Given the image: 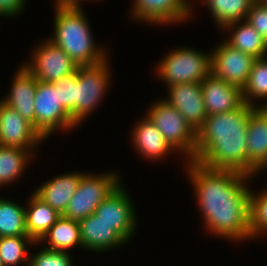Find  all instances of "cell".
Returning <instances> with one entry per match:
<instances>
[{
    "label": "cell",
    "instance_id": "17",
    "mask_svg": "<svg viewBox=\"0 0 267 266\" xmlns=\"http://www.w3.org/2000/svg\"><path fill=\"white\" fill-rule=\"evenodd\" d=\"M38 80L24 66L17 69L12 80L11 90L1 101L15 109L23 118L33 124L35 128L34 99Z\"/></svg>",
    "mask_w": 267,
    "mask_h": 266
},
{
    "label": "cell",
    "instance_id": "16",
    "mask_svg": "<svg viewBox=\"0 0 267 266\" xmlns=\"http://www.w3.org/2000/svg\"><path fill=\"white\" fill-rule=\"evenodd\" d=\"M201 87L207 116L231 112L244 104L241 88L212 73L201 82Z\"/></svg>",
    "mask_w": 267,
    "mask_h": 266
},
{
    "label": "cell",
    "instance_id": "3",
    "mask_svg": "<svg viewBox=\"0 0 267 266\" xmlns=\"http://www.w3.org/2000/svg\"><path fill=\"white\" fill-rule=\"evenodd\" d=\"M87 17L81 7L55 5L54 34L49 39L59 46L77 66L98 65L107 53L94 41Z\"/></svg>",
    "mask_w": 267,
    "mask_h": 266
},
{
    "label": "cell",
    "instance_id": "24",
    "mask_svg": "<svg viewBox=\"0 0 267 266\" xmlns=\"http://www.w3.org/2000/svg\"><path fill=\"white\" fill-rule=\"evenodd\" d=\"M31 157L33 153L30 149L0 146V187L19 179Z\"/></svg>",
    "mask_w": 267,
    "mask_h": 266
},
{
    "label": "cell",
    "instance_id": "30",
    "mask_svg": "<svg viewBox=\"0 0 267 266\" xmlns=\"http://www.w3.org/2000/svg\"><path fill=\"white\" fill-rule=\"evenodd\" d=\"M68 251L42 248L35 255L29 256V266H73Z\"/></svg>",
    "mask_w": 267,
    "mask_h": 266
},
{
    "label": "cell",
    "instance_id": "27",
    "mask_svg": "<svg viewBox=\"0 0 267 266\" xmlns=\"http://www.w3.org/2000/svg\"><path fill=\"white\" fill-rule=\"evenodd\" d=\"M11 236H28L25 208L0 197V238Z\"/></svg>",
    "mask_w": 267,
    "mask_h": 266
},
{
    "label": "cell",
    "instance_id": "34",
    "mask_svg": "<svg viewBox=\"0 0 267 266\" xmlns=\"http://www.w3.org/2000/svg\"><path fill=\"white\" fill-rule=\"evenodd\" d=\"M81 1L83 2L84 0H56L55 5H59L62 7H81Z\"/></svg>",
    "mask_w": 267,
    "mask_h": 266
},
{
    "label": "cell",
    "instance_id": "32",
    "mask_svg": "<svg viewBox=\"0 0 267 266\" xmlns=\"http://www.w3.org/2000/svg\"><path fill=\"white\" fill-rule=\"evenodd\" d=\"M246 21L267 41V4L254 1Z\"/></svg>",
    "mask_w": 267,
    "mask_h": 266
},
{
    "label": "cell",
    "instance_id": "36",
    "mask_svg": "<svg viewBox=\"0 0 267 266\" xmlns=\"http://www.w3.org/2000/svg\"><path fill=\"white\" fill-rule=\"evenodd\" d=\"M255 1H258V2H260V3L267 4V0H255Z\"/></svg>",
    "mask_w": 267,
    "mask_h": 266
},
{
    "label": "cell",
    "instance_id": "35",
    "mask_svg": "<svg viewBox=\"0 0 267 266\" xmlns=\"http://www.w3.org/2000/svg\"><path fill=\"white\" fill-rule=\"evenodd\" d=\"M267 170V163L263 166V168L258 172V174H260V172H264V171H262V170Z\"/></svg>",
    "mask_w": 267,
    "mask_h": 266
},
{
    "label": "cell",
    "instance_id": "9",
    "mask_svg": "<svg viewBox=\"0 0 267 266\" xmlns=\"http://www.w3.org/2000/svg\"><path fill=\"white\" fill-rule=\"evenodd\" d=\"M42 42L32 50L31 62L23 64L37 80L52 83L76 72L78 66L59 46L50 39Z\"/></svg>",
    "mask_w": 267,
    "mask_h": 266
},
{
    "label": "cell",
    "instance_id": "22",
    "mask_svg": "<svg viewBox=\"0 0 267 266\" xmlns=\"http://www.w3.org/2000/svg\"><path fill=\"white\" fill-rule=\"evenodd\" d=\"M223 29L232 31L225 41L233 48L255 58L267 56V41L246 20L230 23Z\"/></svg>",
    "mask_w": 267,
    "mask_h": 266
},
{
    "label": "cell",
    "instance_id": "8",
    "mask_svg": "<svg viewBox=\"0 0 267 266\" xmlns=\"http://www.w3.org/2000/svg\"><path fill=\"white\" fill-rule=\"evenodd\" d=\"M34 106L35 129L44 139L57 129L69 131L78 126L59 102L58 88H54V82L38 80Z\"/></svg>",
    "mask_w": 267,
    "mask_h": 266
},
{
    "label": "cell",
    "instance_id": "15",
    "mask_svg": "<svg viewBox=\"0 0 267 266\" xmlns=\"http://www.w3.org/2000/svg\"><path fill=\"white\" fill-rule=\"evenodd\" d=\"M246 148L247 175L252 180L267 163V107H254L250 111Z\"/></svg>",
    "mask_w": 267,
    "mask_h": 266
},
{
    "label": "cell",
    "instance_id": "11",
    "mask_svg": "<svg viewBox=\"0 0 267 266\" xmlns=\"http://www.w3.org/2000/svg\"><path fill=\"white\" fill-rule=\"evenodd\" d=\"M222 42L210 53L211 73L243 89L257 58L233 48L225 40Z\"/></svg>",
    "mask_w": 267,
    "mask_h": 266
},
{
    "label": "cell",
    "instance_id": "29",
    "mask_svg": "<svg viewBox=\"0 0 267 266\" xmlns=\"http://www.w3.org/2000/svg\"><path fill=\"white\" fill-rule=\"evenodd\" d=\"M250 229L251 238L267 235V188L258 194L250 190Z\"/></svg>",
    "mask_w": 267,
    "mask_h": 266
},
{
    "label": "cell",
    "instance_id": "13",
    "mask_svg": "<svg viewBox=\"0 0 267 266\" xmlns=\"http://www.w3.org/2000/svg\"><path fill=\"white\" fill-rule=\"evenodd\" d=\"M132 11L134 19L153 24L181 23L193 13L188 0H134ZM191 15V16H190Z\"/></svg>",
    "mask_w": 267,
    "mask_h": 266
},
{
    "label": "cell",
    "instance_id": "1",
    "mask_svg": "<svg viewBox=\"0 0 267 266\" xmlns=\"http://www.w3.org/2000/svg\"><path fill=\"white\" fill-rule=\"evenodd\" d=\"M185 165L208 232L235 242L250 240L251 189L247 182L251 176L210 169L196 161Z\"/></svg>",
    "mask_w": 267,
    "mask_h": 266
},
{
    "label": "cell",
    "instance_id": "23",
    "mask_svg": "<svg viewBox=\"0 0 267 266\" xmlns=\"http://www.w3.org/2000/svg\"><path fill=\"white\" fill-rule=\"evenodd\" d=\"M44 242L48 243L44 248L50 250L69 252L76 246L82 248L78 221L61 215L38 243Z\"/></svg>",
    "mask_w": 267,
    "mask_h": 266
},
{
    "label": "cell",
    "instance_id": "12",
    "mask_svg": "<svg viewBox=\"0 0 267 266\" xmlns=\"http://www.w3.org/2000/svg\"><path fill=\"white\" fill-rule=\"evenodd\" d=\"M43 140L32 123L0 100V146L30 149L34 153Z\"/></svg>",
    "mask_w": 267,
    "mask_h": 266
},
{
    "label": "cell",
    "instance_id": "37",
    "mask_svg": "<svg viewBox=\"0 0 267 266\" xmlns=\"http://www.w3.org/2000/svg\"><path fill=\"white\" fill-rule=\"evenodd\" d=\"M0 266H4V265H3V263H2V260H1V258H0Z\"/></svg>",
    "mask_w": 267,
    "mask_h": 266
},
{
    "label": "cell",
    "instance_id": "10",
    "mask_svg": "<svg viewBox=\"0 0 267 266\" xmlns=\"http://www.w3.org/2000/svg\"><path fill=\"white\" fill-rule=\"evenodd\" d=\"M134 206L127 191L120 184L101 202L94 214L98 219L111 225V228L128 243L138 228Z\"/></svg>",
    "mask_w": 267,
    "mask_h": 266
},
{
    "label": "cell",
    "instance_id": "7",
    "mask_svg": "<svg viewBox=\"0 0 267 266\" xmlns=\"http://www.w3.org/2000/svg\"><path fill=\"white\" fill-rule=\"evenodd\" d=\"M115 172L83 173L81 181L62 216L72 220H82L94 214L96 208L122 183Z\"/></svg>",
    "mask_w": 267,
    "mask_h": 266
},
{
    "label": "cell",
    "instance_id": "2",
    "mask_svg": "<svg viewBox=\"0 0 267 266\" xmlns=\"http://www.w3.org/2000/svg\"><path fill=\"white\" fill-rule=\"evenodd\" d=\"M253 108L244 103L234 111L207 116L197 131L196 154L191 161L247 175V124Z\"/></svg>",
    "mask_w": 267,
    "mask_h": 266
},
{
    "label": "cell",
    "instance_id": "5",
    "mask_svg": "<svg viewBox=\"0 0 267 266\" xmlns=\"http://www.w3.org/2000/svg\"><path fill=\"white\" fill-rule=\"evenodd\" d=\"M147 110L146 116L156 125L175 152H180L186 161H191L196 154L197 131L177 109L163 99L154 102Z\"/></svg>",
    "mask_w": 267,
    "mask_h": 266
},
{
    "label": "cell",
    "instance_id": "4",
    "mask_svg": "<svg viewBox=\"0 0 267 266\" xmlns=\"http://www.w3.org/2000/svg\"><path fill=\"white\" fill-rule=\"evenodd\" d=\"M158 64L156 75L167 87L181 83H201L211 73L210 53L207 55L186 46L174 49Z\"/></svg>",
    "mask_w": 267,
    "mask_h": 266
},
{
    "label": "cell",
    "instance_id": "26",
    "mask_svg": "<svg viewBox=\"0 0 267 266\" xmlns=\"http://www.w3.org/2000/svg\"><path fill=\"white\" fill-rule=\"evenodd\" d=\"M244 103L253 107H267V103L257 105L258 101L267 99V57L257 58L251 69L246 85L242 89Z\"/></svg>",
    "mask_w": 267,
    "mask_h": 266
},
{
    "label": "cell",
    "instance_id": "33",
    "mask_svg": "<svg viewBox=\"0 0 267 266\" xmlns=\"http://www.w3.org/2000/svg\"><path fill=\"white\" fill-rule=\"evenodd\" d=\"M26 0H0V16L14 17L22 13Z\"/></svg>",
    "mask_w": 267,
    "mask_h": 266
},
{
    "label": "cell",
    "instance_id": "18",
    "mask_svg": "<svg viewBox=\"0 0 267 266\" xmlns=\"http://www.w3.org/2000/svg\"><path fill=\"white\" fill-rule=\"evenodd\" d=\"M82 248L92 252H105L120 247L127 242L111 225L91 214L78 221Z\"/></svg>",
    "mask_w": 267,
    "mask_h": 266
},
{
    "label": "cell",
    "instance_id": "31",
    "mask_svg": "<svg viewBox=\"0 0 267 266\" xmlns=\"http://www.w3.org/2000/svg\"><path fill=\"white\" fill-rule=\"evenodd\" d=\"M77 70L74 74L63 77L54 82V88H58L59 102L62 107L71 115L74 121V93H75V78Z\"/></svg>",
    "mask_w": 267,
    "mask_h": 266
},
{
    "label": "cell",
    "instance_id": "28",
    "mask_svg": "<svg viewBox=\"0 0 267 266\" xmlns=\"http://www.w3.org/2000/svg\"><path fill=\"white\" fill-rule=\"evenodd\" d=\"M39 245L29 236H11L0 238V258L4 266H17L20 263L29 266L27 245Z\"/></svg>",
    "mask_w": 267,
    "mask_h": 266
},
{
    "label": "cell",
    "instance_id": "14",
    "mask_svg": "<svg viewBox=\"0 0 267 266\" xmlns=\"http://www.w3.org/2000/svg\"><path fill=\"white\" fill-rule=\"evenodd\" d=\"M167 89L169 96L163 100L177 109L188 124L198 131L207 117L201 83H181Z\"/></svg>",
    "mask_w": 267,
    "mask_h": 266
},
{
    "label": "cell",
    "instance_id": "25",
    "mask_svg": "<svg viewBox=\"0 0 267 266\" xmlns=\"http://www.w3.org/2000/svg\"><path fill=\"white\" fill-rule=\"evenodd\" d=\"M199 1V0H198ZM207 6L218 27L246 20L247 13L255 0H200Z\"/></svg>",
    "mask_w": 267,
    "mask_h": 266
},
{
    "label": "cell",
    "instance_id": "6",
    "mask_svg": "<svg viewBox=\"0 0 267 266\" xmlns=\"http://www.w3.org/2000/svg\"><path fill=\"white\" fill-rule=\"evenodd\" d=\"M109 67L108 60L98 65L78 66L74 93V122L77 125L97 109L109 89L112 77Z\"/></svg>",
    "mask_w": 267,
    "mask_h": 266
},
{
    "label": "cell",
    "instance_id": "21",
    "mask_svg": "<svg viewBox=\"0 0 267 266\" xmlns=\"http://www.w3.org/2000/svg\"><path fill=\"white\" fill-rule=\"evenodd\" d=\"M28 200V208L25 207L26 231L34 242H39L61 215L35 193Z\"/></svg>",
    "mask_w": 267,
    "mask_h": 266
},
{
    "label": "cell",
    "instance_id": "19",
    "mask_svg": "<svg viewBox=\"0 0 267 266\" xmlns=\"http://www.w3.org/2000/svg\"><path fill=\"white\" fill-rule=\"evenodd\" d=\"M83 172H69L58 175L39 185L34 193L62 215L81 181Z\"/></svg>",
    "mask_w": 267,
    "mask_h": 266
},
{
    "label": "cell",
    "instance_id": "20",
    "mask_svg": "<svg viewBox=\"0 0 267 266\" xmlns=\"http://www.w3.org/2000/svg\"><path fill=\"white\" fill-rule=\"evenodd\" d=\"M132 131L134 148L145 159L157 161L175 151L147 116L137 121Z\"/></svg>",
    "mask_w": 267,
    "mask_h": 266
}]
</instances>
